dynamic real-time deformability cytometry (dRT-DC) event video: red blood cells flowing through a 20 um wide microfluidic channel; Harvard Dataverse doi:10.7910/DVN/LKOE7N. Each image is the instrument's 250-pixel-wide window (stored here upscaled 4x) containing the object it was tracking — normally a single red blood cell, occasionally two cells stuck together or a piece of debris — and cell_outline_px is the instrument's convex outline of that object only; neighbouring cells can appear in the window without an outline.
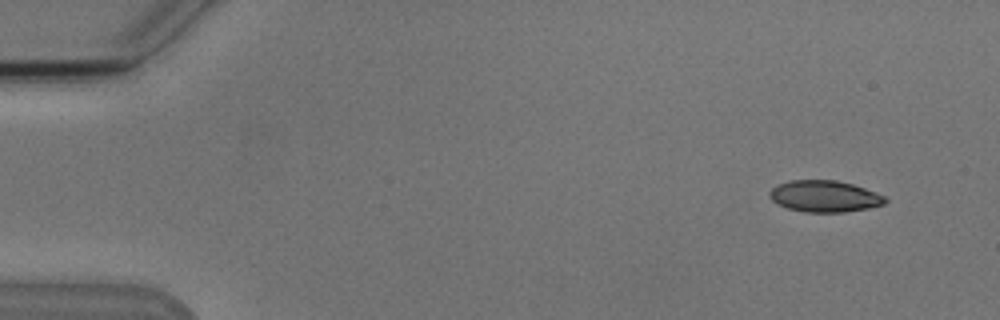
{"species": "Egyptian fruit bat (a non-hibernating species)", "species_latin": "Rousettus aegyptiacus", "temperature_condition": "cold", "stored_images_in_passage": 4, "camera_frame_rate_fps": 3000, "um_per_image_px": 0.085, "animal": {"sex": "male"}, "frame": {"image": 1, "passage_image": 1, "time_ms": 0.0, "image_size_px": [1000, 320], "cell_outline_px": [[888, 200], [884, 204], [868, 208], [844, 212], [804, 212], [788, 208], [772, 200], [768, 192], [772, 188], [788, 180], [836, 180], [852, 184], [864, 188], [884, 196]], "centroid_in_image_um": [70.08, 16.68], "position_along_channel_um": 14.9, "area_um2": 21.04}}